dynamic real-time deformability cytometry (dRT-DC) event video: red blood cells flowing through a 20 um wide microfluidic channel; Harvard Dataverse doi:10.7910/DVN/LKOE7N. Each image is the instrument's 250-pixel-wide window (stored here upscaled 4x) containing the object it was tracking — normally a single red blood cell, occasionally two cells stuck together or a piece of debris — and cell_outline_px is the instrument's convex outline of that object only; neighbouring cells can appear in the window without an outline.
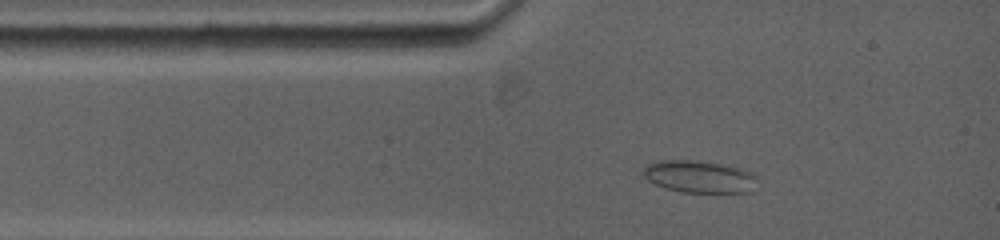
{"species": "common noctule bat (a hibernating species)", "species_latin": "Nyctalus noctula", "temperature_condition": "warm", "stored_images_in_passage": 42, "camera_frame_rate_fps": 5000, "um_per_image_px": 0.085, "animal": {"sex": "female", "body_mass_g": 19.0, "forearm_length_mm": 53.3}, "frame": {"image": 1, "passage_image": 5, "time_ms": 1.4, "image_size_px": [1000, 240], "cell_outline_px": [[756, 176], [752, 192], [684, 192], [664, 188], [648, 180], [640, 172], [648, 164], [660, 160], [700, 160], [740, 168], [752, 172]], "centroid_in_image_um": [59.41, 15.01], "position_along_channel_um": 25.6, "area_um2": 21.39}}
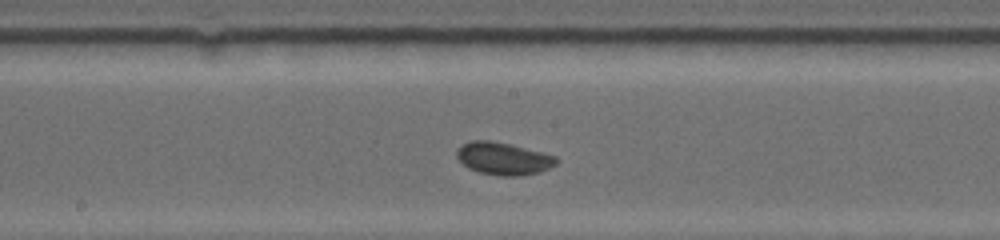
{"frame": {"image": 2, "passage_image": 22, "time_ms": 6.4, "image_size_px": [1000, 240], "cell_outline_px": [[560, 160], [556, 164], [540, 172], [520, 176], [500, 176], [480, 172], [468, 168], [456, 156], [456, 148], [472, 140], [492, 140], [556, 156]], "centroid_in_image_um": [42.78, 13.48], "position_along_channel_um": 205.4, "area_um2": 18.73}}
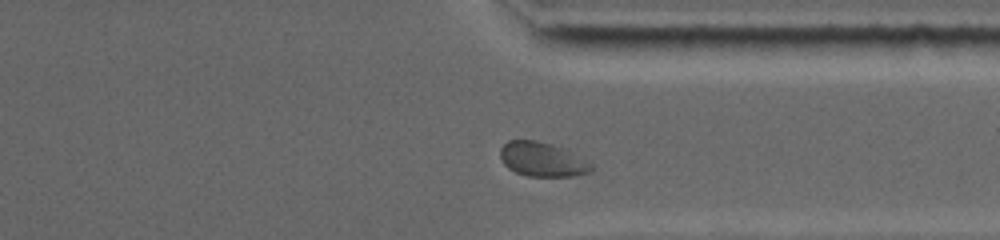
{"frame": {"image": 3, "passage_image": 37, "time_ms": 10.6, "image_size_px": [1000, 240], "cell_outline_px": [[592, 168], [588, 172], [576, 176], [528, 176], [516, 172], [508, 168], [504, 164], [500, 156], [500, 148], [508, 140], [536, 140], [552, 144], [564, 148], [592, 164]], "centroid_in_image_um": [46.06, 13.54], "position_along_channel_um": 365.3, "area_um2": 18.09}, "authors_computed_cell_mechanics": {"area_um2": 18.0914, "velocity_mm_per_s": 3.8034, "shape_relaxation_time_tau1_ms": 3.6681, "shape_relaxation_time_tau2_ms": 0.9579, "deformation_change_tau1": 0.0711, "deformation_change_tau2": 0.0369}}